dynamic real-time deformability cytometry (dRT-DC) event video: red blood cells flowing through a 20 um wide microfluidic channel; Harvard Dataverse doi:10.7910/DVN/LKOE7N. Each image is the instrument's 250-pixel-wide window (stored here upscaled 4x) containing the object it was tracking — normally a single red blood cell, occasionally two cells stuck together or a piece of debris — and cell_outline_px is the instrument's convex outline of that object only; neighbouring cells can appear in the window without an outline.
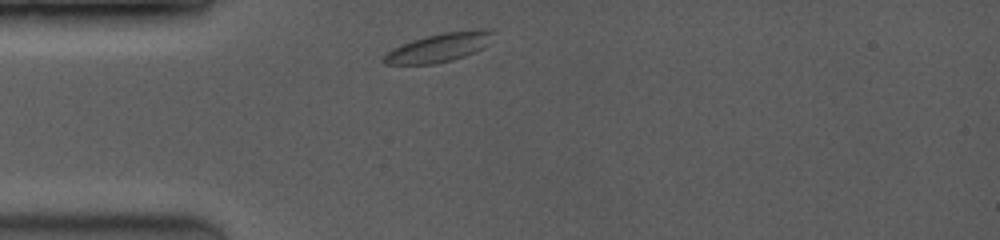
{"species": "common noctule bat (a hibernating species)", "species_latin": "Nyctalus noctula", "temperature_condition": "room temperature", "stored_images_in_passage": 4, "camera_frame_rate_fps": 3500, "um_per_image_px": 0.085, "animal": {"sex": "female", "body_mass_g": 19.0, "forearm_length_mm": 53.3}, "frame": {"image": 1, "passage_image": 1, "time_ms": 0.0, "image_size_px": [1000, 240], "cell_outline_px": [[496, 32], [488, 44], [464, 56], [452, 60], [432, 64], [384, 64], [380, 60], [392, 48], [400, 44], [424, 36], [440, 32], [480, 28], [488, 28]], "centroid_in_image_um": [37.33, 4.0], "position_along_channel_um": 47.7, "area_um2": 18.61}}
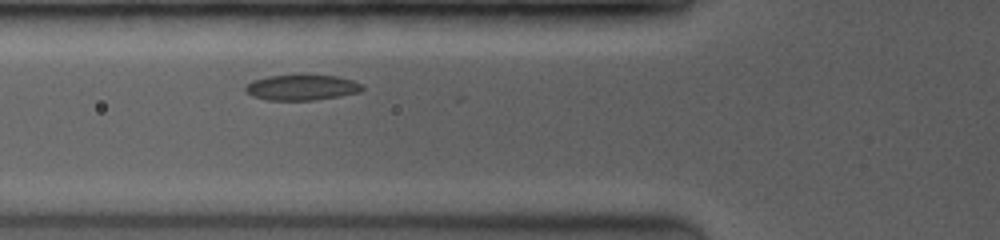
{"frame": {"image": 2, "passage_image": 4, "time_ms": 1.714, "image_size_px": [1000, 240], "cell_outline_px": [[364, 88], [360, 92], [340, 96], [312, 100], [268, 100], [252, 96], [244, 88], [252, 80], [268, 76], [300, 72], [304, 72], [336, 76], [352, 80], [360, 84]], "centroid_in_image_um": [25.64, 7.38], "position_along_channel_um": 100.2, "area_um2": 18.03}}